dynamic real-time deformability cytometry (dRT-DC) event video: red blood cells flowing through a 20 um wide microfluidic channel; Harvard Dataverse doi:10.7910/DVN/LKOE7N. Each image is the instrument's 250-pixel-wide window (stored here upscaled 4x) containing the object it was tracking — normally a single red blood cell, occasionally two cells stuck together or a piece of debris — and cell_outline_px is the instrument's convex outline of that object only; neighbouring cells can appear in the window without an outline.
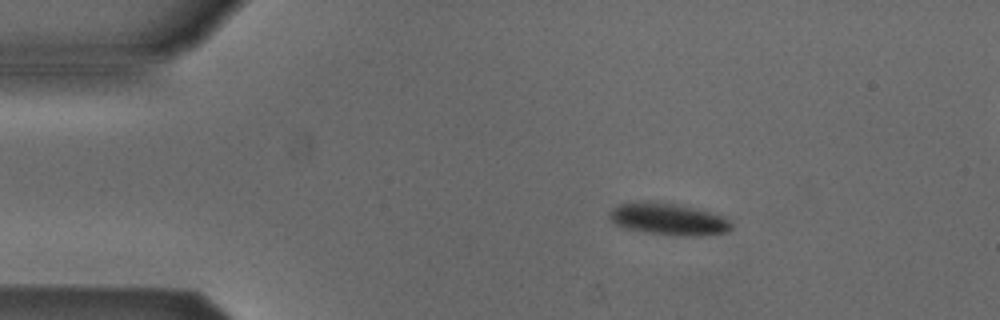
{"species": "Egyptian fruit bat (a non-hibernating species)", "species_latin": "Rousettus aegyptiacus", "temperature_condition": "cold", "stored_images_in_passage": 5, "camera_frame_rate_fps": 3000, "um_per_image_px": 0.085, "animal": {"sex": "male"}, "frame": {"image": 1, "passage_image": 1, "time_ms": 0.0, "image_size_px": [1000, 320], "cell_outline_px": [[732, 228], [728, 232], [696, 236], [684, 236], [648, 232], [624, 228], [612, 224], [608, 216], [612, 208], [616, 204], [676, 204], [724, 216], [732, 224]], "centroid_in_image_um": [56.82, 18.67], "position_along_channel_um": 28.2, "area_um2": 21.85}}
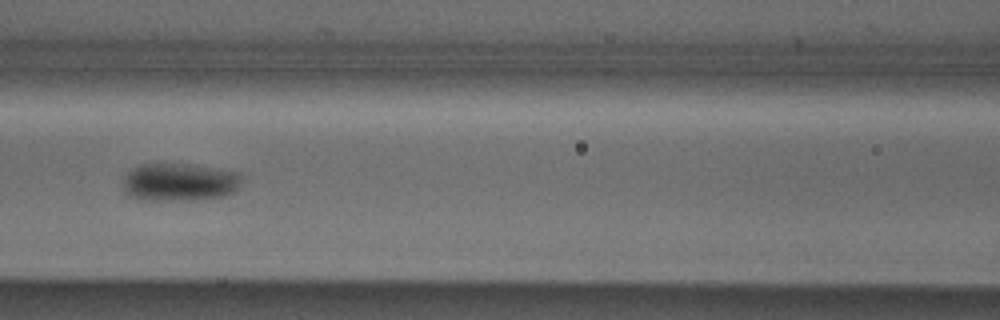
{"frame": {"image": 2, "passage_image": 5, "time_ms": 4.667, "image_size_px": [1000, 320], "cell_outline_px": [[240, 188], [236, 192], [224, 196], [196, 200], [140, 200], [124, 192], [124, 180], [128, 172], [132, 168], [140, 164], [188, 164], [240, 172]], "centroid_in_image_um": [15.28, 15.49], "position_along_channel_um": 151.3, "area_um2": 26.36}}